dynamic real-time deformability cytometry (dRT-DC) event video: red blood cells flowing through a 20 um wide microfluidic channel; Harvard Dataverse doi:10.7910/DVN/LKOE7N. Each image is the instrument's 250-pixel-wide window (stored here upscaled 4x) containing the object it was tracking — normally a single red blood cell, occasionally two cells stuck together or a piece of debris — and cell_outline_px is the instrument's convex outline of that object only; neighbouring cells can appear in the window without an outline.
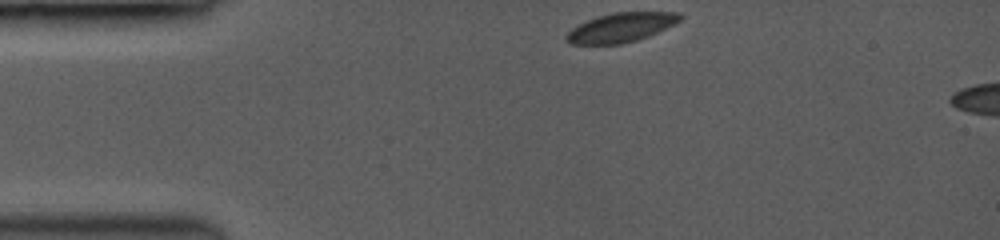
{"species": "common noctule bat (a hibernating species)", "species_latin": "Nyctalus noctula", "temperature_condition": "room temperature", "stored_images_in_passage": 6, "camera_frame_rate_fps": 3500, "um_per_image_px": 0.085, "animal": {"sex": "female", "body_mass_g": 19.0, "forearm_length_mm": 53.3}, "frame": {"image": 1, "passage_image": 1, "time_ms": 0.0, "image_size_px": [1000, 240], "cell_outline_px": [[684, 16], [680, 20], [656, 32], [636, 40], [620, 44], [572, 44], [568, 40], [568, 32], [572, 28], [596, 16], [616, 12], [676, 12]], "centroid_in_image_um": [52.79, 2.32], "position_along_channel_um": 32.2, "area_um2": 18.84}}